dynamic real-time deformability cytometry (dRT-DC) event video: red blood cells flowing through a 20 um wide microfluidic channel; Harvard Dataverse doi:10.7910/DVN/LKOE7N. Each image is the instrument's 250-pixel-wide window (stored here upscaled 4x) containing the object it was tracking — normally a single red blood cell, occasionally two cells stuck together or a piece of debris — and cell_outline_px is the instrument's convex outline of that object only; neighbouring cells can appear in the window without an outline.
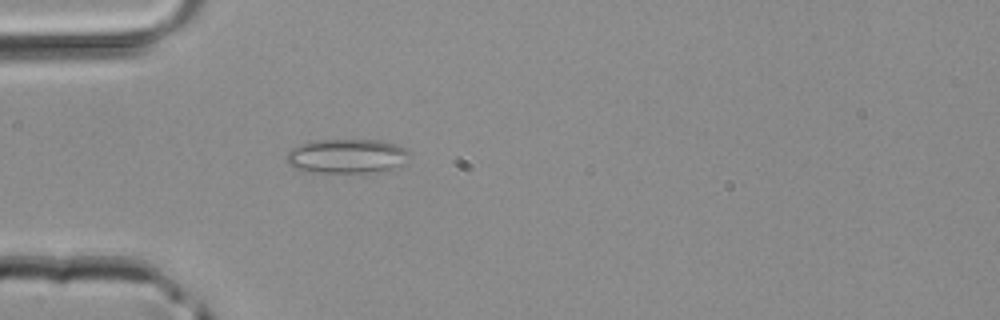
{"species": "common noctule bat (a hibernating species)", "species_latin": "Nyctalus noctula", "temperature_condition": "room temperature", "stored_images_in_passage": 1, "camera_frame_rate_fps": 3000, "um_per_image_px": 0.085, "animal": {"sex": "male", "body_mass_g": 20.4}, "frame": {"image": 1, "passage_image": 1, "time_ms": 0.0, "image_size_px": [1000, 320], "cell_outline_px": [[408, 152], [400, 164], [392, 172], [304, 172], [288, 164], [284, 156], [292, 148], [308, 140], [380, 140], [408, 148]], "centroid_in_image_um": [29.43, 13.27], "position_along_channel_um": 55.6, "area_um2": 24.85}}